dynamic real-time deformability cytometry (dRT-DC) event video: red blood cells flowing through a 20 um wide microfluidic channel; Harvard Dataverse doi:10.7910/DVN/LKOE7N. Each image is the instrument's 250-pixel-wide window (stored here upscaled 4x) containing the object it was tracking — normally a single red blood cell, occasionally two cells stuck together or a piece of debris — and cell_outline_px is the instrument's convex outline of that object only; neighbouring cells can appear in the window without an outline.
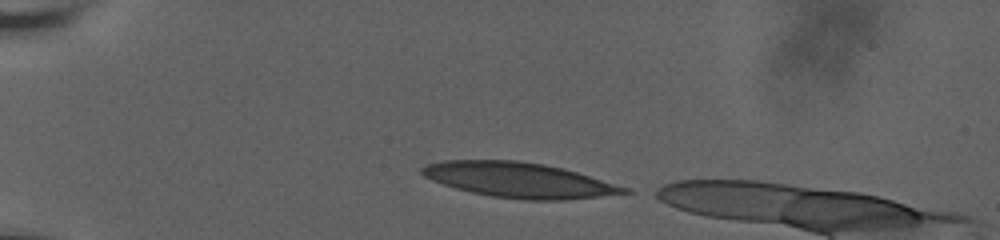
{"species": "human", "species_latin": "Homo sapiens", "temperature_condition": "room temperature", "stored_images_in_passage": 41, "camera_frame_rate_fps": 3000, "um_per_image_px": 0.085, "donor": {"sex": "male"}, "frame": {"image": 1, "passage_image": 1, "time_ms": 0.0, "image_size_px": [1000, 240], "cell_outline_px": [[632, 192], [564, 200], [524, 200], [492, 196], [472, 192], [456, 188], [432, 180], [424, 176], [420, 172], [420, 168], [428, 164], [444, 160], [516, 160], [544, 164], [564, 168], [628, 188]], "centroid_in_image_um": [44.08, 15.29], "position_along_channel_um": 40.9, "area_um2": 40.98}}
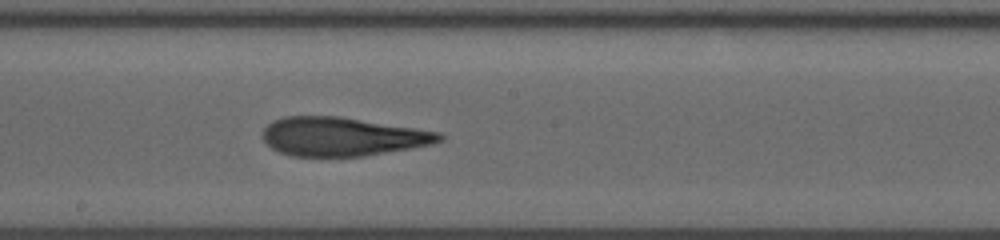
{"frame": {"image": 2, "passage_image": 20, "time_ms": 6.333, "image_size_px": [1000, 240], "cell_outline_px": [[444, 140], [432, 144], [364, 156], [292, 156], [280, 152], [272, 148], [264, 140], [264, 128], [272, 120], [284, 116], [340, 116], [440, 132], [444, 136]], "centroid_in_image_um": [29.1, 11.6], "position_along_channel_um": 219.1, "area_um2": 39.71}}
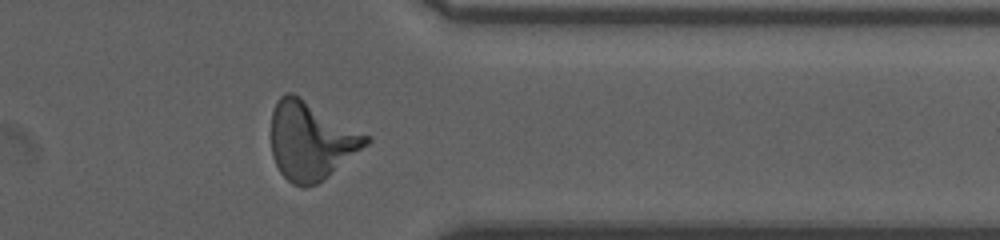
{"frame": {"image": 3, "passage_image": 34, "time_ms": 11.0, "image_size_px": [1000, 240], "cell_outline_px": [[372, 140], [368, 144], [324, 180], [316, 184], [304, 188], [300, 188], [292, 184], [280, 172], [272, 156], [272, 112], [276, 100], [284, 92], [292, 92], [300, 96], [372, 136]], "centroid_in_image_um": [26.46, 11.95], "position_along_channel_um": 384.9, "area_um2": 43.64}}